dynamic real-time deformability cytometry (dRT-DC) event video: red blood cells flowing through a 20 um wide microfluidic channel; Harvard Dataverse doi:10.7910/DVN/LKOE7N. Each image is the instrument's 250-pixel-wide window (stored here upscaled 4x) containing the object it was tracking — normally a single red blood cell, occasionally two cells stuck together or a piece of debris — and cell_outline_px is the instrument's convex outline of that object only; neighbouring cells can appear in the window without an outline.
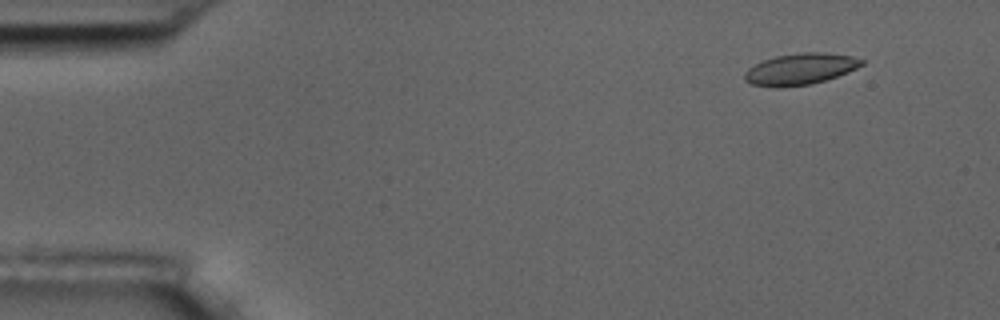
{"species": "common noctule bat (a hibernating species)", "species_latin": "Nyctalus noctula", "temperature_condition": "room temperature", "stored_images_in_passage": 4, "camera_frame_rate_fps": 3000, "um_per_image_px": 0.085, "animal": {"sex": "male", "body_mass_g": 17.5, "forearm_length_mm": 52.3}, "frame": {"image": 1, "passage_image": 2, "time_ms": 1.333, "image_size_px": [1000, 320], "cell_outline_px": [[864, 64], [848, 72], [812, 84], [780, 88], [776, 88], [752, 84], [744, 80], [744, 72], [748, 68], [764, 60], [776, 56], [804, 52], [824, 52], [852, 56], [864, 60]], "centroid_in_image_um": [68.01, 5.87], "position_along_channel_um": 17.0, "area_um2": 21.39}}